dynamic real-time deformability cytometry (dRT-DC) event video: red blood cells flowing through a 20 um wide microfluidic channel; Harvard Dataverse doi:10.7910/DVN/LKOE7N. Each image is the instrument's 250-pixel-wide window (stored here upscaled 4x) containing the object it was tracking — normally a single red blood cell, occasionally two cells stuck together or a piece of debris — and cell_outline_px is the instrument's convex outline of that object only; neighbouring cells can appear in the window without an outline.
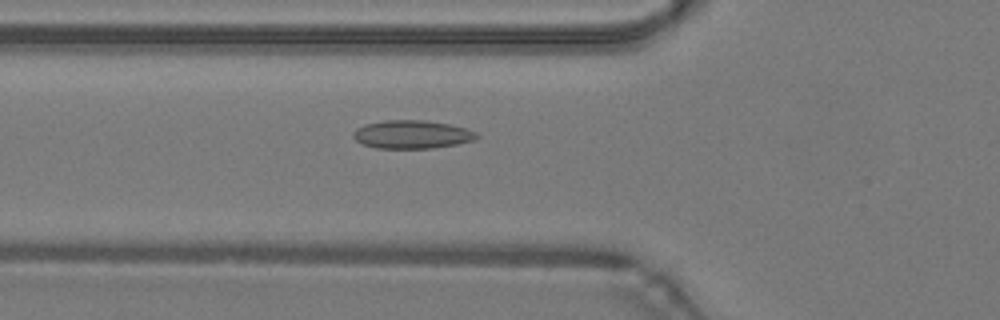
{"species": "common noctule bat (a hibernating species)", "species_latin": "Nyctalus noctula", "temperature_condition": "warm", "stored_images_in_passage": 49, "camera_frame_rate_fps": 3000, "um_per_image_px": 0.085, "animal": {"sex": "male", "body_mass_g": 19.2, "forearm_length_mm": 51.8}, "frame": {"image": 1, "passage_image": 18, "time_ms": 5.667, "image_size_px": [1000, 320], "cell_outline_px": [[480, 136], [476, 140], [456, 144], [432, 148], [376, 148], [364, 144], [356, 140], [352, 136], [352, 132], [356, 128], [368, 124], [384, 120], [424, 120], [448, 124], [464, 128], [476, 132]], "centroid_in_image_um": [35.02, 11.43], "position_along_channel_um": 90.8, "area_um2": 20.23}}
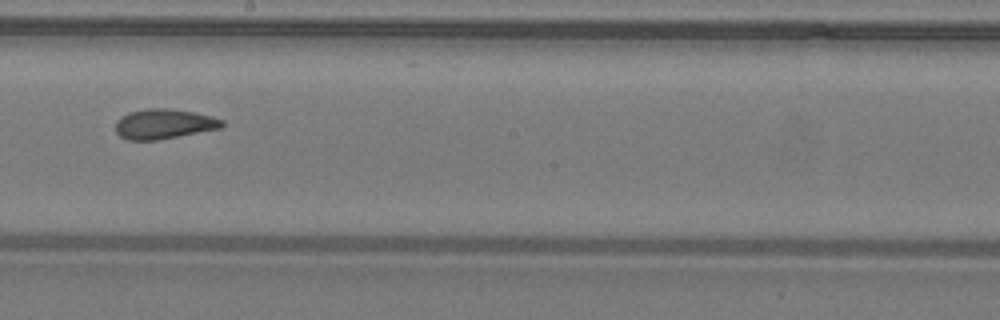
{"frame": {"image": 2, "passage_image": 28, "time_ms": 9.0, "image_size_px": [1000, 320], "cell_outline_px": [[224, 124], [220, 128], [156, 140], [128, 140], [120, 136], [116, 132], [116, 120], [120, 116], [128, 112], [148, 108], [172, 108], [212, 116], [224, 120]], "centroid_in_image_um": [13.9, 10.52], "position_along_channel_um": 234.3, "area_um2": 18.55}}
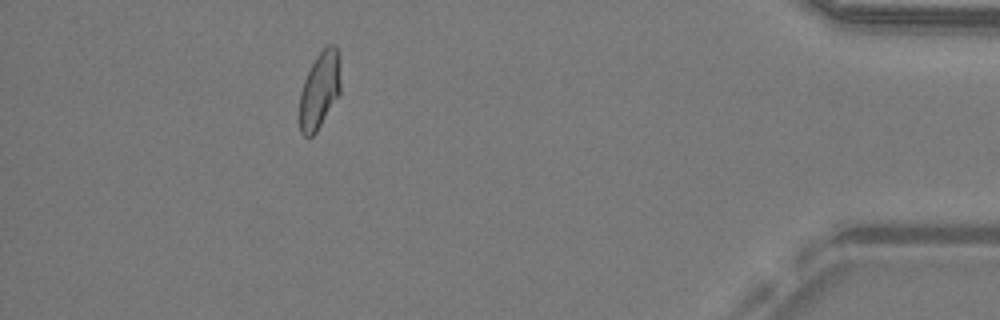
{"frame": {"image": 3, "passage_image": 44, "time_ms": 14.333, "image_size_px": [1000, 320], "cell_outline_px": [[340, 92], [316, 132], [312, 136], [304, 136], [300, 132], [300, 92], [304, 80], [316, 56], [328, 44], [336, 44], [340, 52]], "centroid_in_image_um": [27.19, 7.61], "position_along_channel_um": 408.0, "area_um2": 18.38}, "authors_computed_cell_mechanics": {"area_um2": 18.8428, "velocity_mm_per_s": 4.2851, "shape_relaxation_time_tau1_ms": null, "shape_relaxation_time_tau2_ms": 1.6315, "deformation_change_tau1": null, "deformation_change_tau2": 0.0644}}